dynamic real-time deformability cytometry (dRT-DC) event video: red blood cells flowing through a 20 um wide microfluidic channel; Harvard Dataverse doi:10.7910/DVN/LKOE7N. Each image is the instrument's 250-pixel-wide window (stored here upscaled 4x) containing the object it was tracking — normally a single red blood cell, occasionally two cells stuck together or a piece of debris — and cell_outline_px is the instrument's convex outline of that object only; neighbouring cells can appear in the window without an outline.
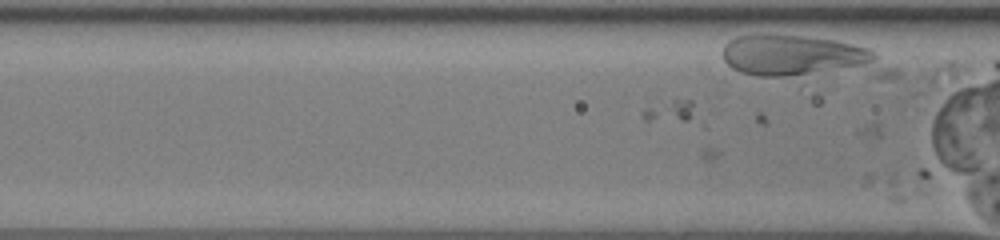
{"species": "human", "species_latin": "Homo sapiens", "temperature_condition": "room temperature", "stored_images_in_passage": 5, "camera_frame_rate_fps": 3000, "um_per_image_px": 0.085, "donor": {"sex": "female"}, "frame": {"image": 1, "passage_image": 5, "time_ms": 1.333, "image_size_px": [1000, 240], "cell_outline_px": [[900, 72], [892, 80], [800, 88], [740, 72], [732, 68], [724, 60], [724, 44], [728, 40], [736, 36], [804, 36], [836, 40], [872, 48], [896, 68]], "centroid_in_image_um": [68.58, 5.17], "position_along_channel_um": 98.0, "area_um2": 49.25}}